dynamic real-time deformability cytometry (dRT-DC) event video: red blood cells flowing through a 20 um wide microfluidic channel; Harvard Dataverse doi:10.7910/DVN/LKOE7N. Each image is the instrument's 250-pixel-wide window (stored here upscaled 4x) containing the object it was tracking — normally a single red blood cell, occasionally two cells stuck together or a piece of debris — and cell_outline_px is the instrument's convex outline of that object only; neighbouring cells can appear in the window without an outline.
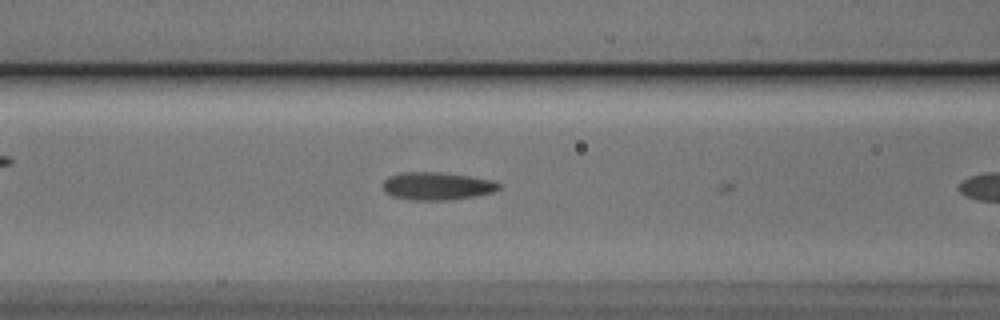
{"species": "Egyptian fruit bat (a non-hibernating species)", "species_latin": "Rousettus aegyptiacus", "temperature_condition": "cold", "stored_images_in_passage": 6, "camera_frame_rate_fps": 3000, "um_per_image_px": 0.085, "animal": {"sex": "male"}, "frame": {"image": 1, "passage_image": 5, "time_ms": 1.333, "image_size_px": [1000, 320], "cell_outline_px": [[500, 188], [492, 192], [476, 196], [452, 200], [408, 200], [392, 196], [384, 192], [384, 180], [388, 176], [404, 172], [440, 172], [468, 176], [492, 180], [500, 184]], "centroid_in_image_um": [37.12, 15.82], "position_along_channel_um": 129.5, "area_um2": 18.84}}